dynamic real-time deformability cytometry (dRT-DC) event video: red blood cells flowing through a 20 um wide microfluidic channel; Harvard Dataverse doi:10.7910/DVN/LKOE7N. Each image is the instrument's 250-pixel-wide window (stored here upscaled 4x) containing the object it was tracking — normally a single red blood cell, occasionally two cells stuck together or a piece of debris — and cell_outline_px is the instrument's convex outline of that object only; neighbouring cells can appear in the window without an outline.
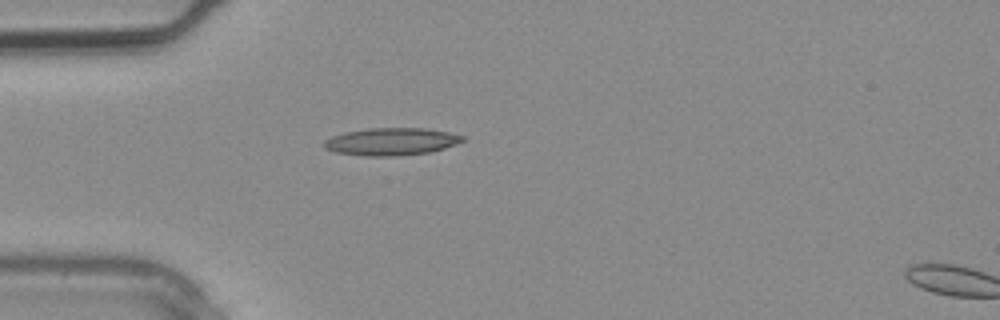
{"species": "common noctule bat (a hibernating species)", "species_latin": "Nyctalus noctula", "temperature_condition": "warm", "stored_images_in_passage": 4, "camera_frame_rate_fps": 3000, "um_per_image_px": 0.085, "animal": {"sex": "male", "body_mass_g": 20.4}, "frame": {"image": 1, "passage_image": 3, "time_ms": 0.667, "image_size_px": [1000, 320], "cell_outline_px": [[464, 140], [456, 144], [432, 152], [396, 156], [364, 156], [336, 152], [324, 148], [324, 140], [332, 136], [344, 132], [368, 128], [424, 128], [448, 132], [464, 136]], "centroid_in_image_um": [33.25, 12.03], "position_along_channel_um": 51.8, "area_um2": 22.2}}